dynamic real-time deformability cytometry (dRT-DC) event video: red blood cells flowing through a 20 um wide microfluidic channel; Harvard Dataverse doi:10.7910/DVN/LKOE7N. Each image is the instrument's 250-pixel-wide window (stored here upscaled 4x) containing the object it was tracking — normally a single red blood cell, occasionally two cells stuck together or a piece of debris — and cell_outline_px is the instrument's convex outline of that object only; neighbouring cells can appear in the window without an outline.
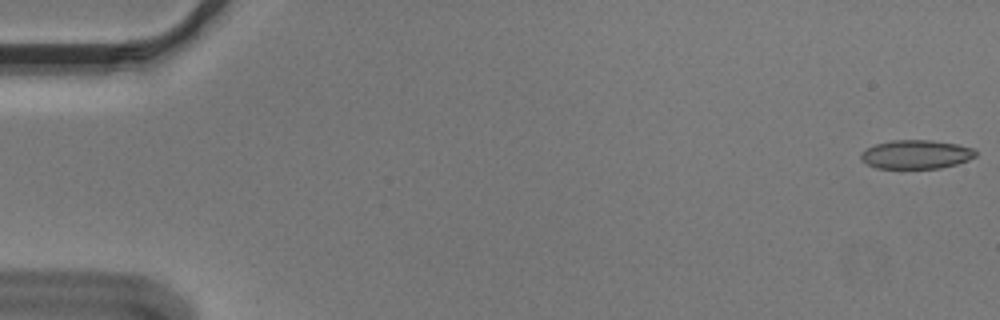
{"species": "Egyptian fruit bat (a non-hibernating species)", "species_latin": "Rousettus aegyptiacus", "temperature_condition": "cold", "stored_images_in_passage": 55, "camera_frame_rate_fps": 3000, "um_per_image_px": 0.085, "animal": {"sex": "male"}, "frame": {"image": 1, "passage_image": 1, "time_ms": 0.0, "image_size_px": [1000, 320], "cell_outline_px": [[976, 156], [968, 160], [956, 164], [940, 168], [876, 168], [860, 160], [860, 152], [876, 144], [892, 140], [932, 140], [956, 144], [972, 148], [976, 152]], "centroid_in_image_um": [77.85, 13.12], "position_along_channel_um": 7.2, "area_um2": 19.19}}
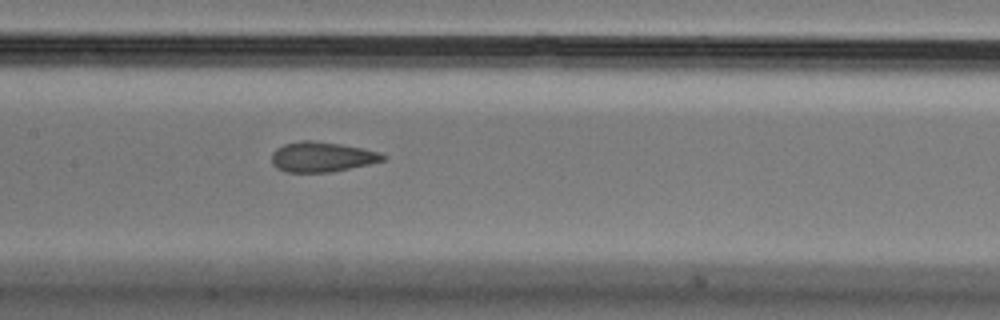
{"frame": {"image": 2, "passage_image": 27, "time_ms": 8.667, "image_size_px": [1000, 320], "cell_outline_px": [[388, 156], [384, 160], [368, 164], [332, 172], [284, 172], [276, 168], [272, 164], [272, 152], [276, 148], [284, 144], [300, 140], [312, 140], [340, 144], [364, 148], [380, 152]], "centroid_in_image_um": [27.35, 13.33], "position_along_channel_um": 180.1, "area_um2": 19.65}}
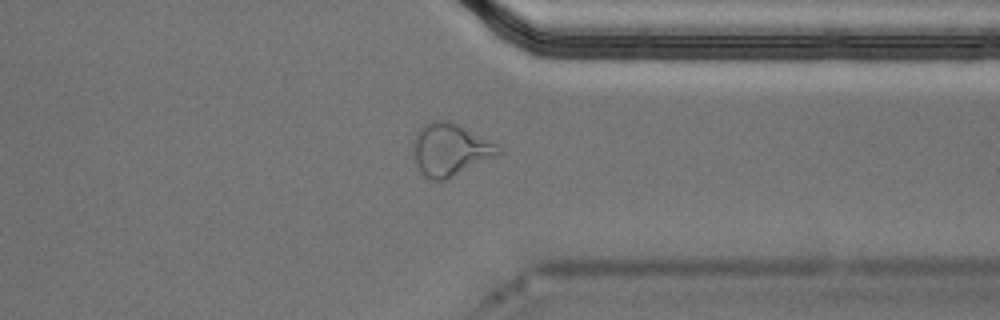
{"frame": {"image": 3, "passage_image": 43, "time_ms": 14.0, "image_size_px": [1000, 320], "cell_outline_px": [[500, 152], [496, 156], [444, 180], [432, 180], [424, 176], [420, 172], [416, 164], [412, 152], [412, 140], [416, 132], [424, 124], [432, 120], [444, 120], [456, 124], [496, 144], [500, 148]], "centroid_in_image_um": [38.18, 12.72], "position_along_channel_um": 373.2, "area_um2": 25.61}, "authors_computed_cell_mechanics": {"area_um2": 20.4034, "velocity_mm_per_s": 3.6572, "shape_relaxation_time_tau1_ms": null, "shape_relaxation_time_tau2_ms": 1.5014, "deformation_change_tau1": null, "deformation_change_tau2": 0.0618}}